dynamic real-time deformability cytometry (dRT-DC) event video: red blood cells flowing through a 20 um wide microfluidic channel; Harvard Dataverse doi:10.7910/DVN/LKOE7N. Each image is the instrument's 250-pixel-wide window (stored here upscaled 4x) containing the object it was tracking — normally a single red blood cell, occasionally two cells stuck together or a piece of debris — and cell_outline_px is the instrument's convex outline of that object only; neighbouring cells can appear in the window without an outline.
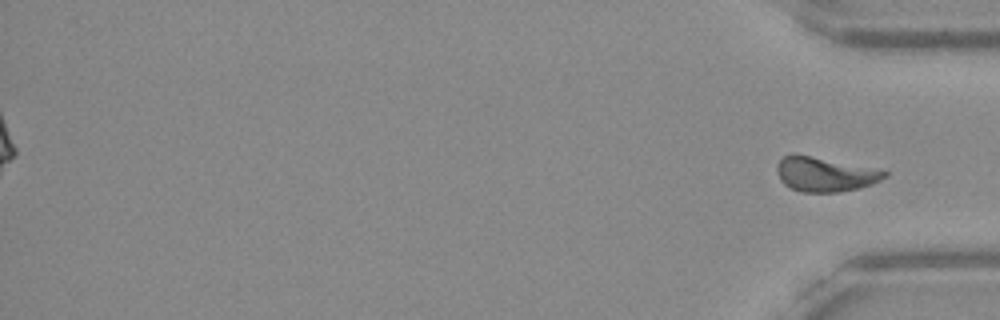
{"species": "Egyptian fruit bat (a non-hibernating species)", "species_latin": "Rousettus aegyptiacus", "temperature_condition": "warm", "stored_images_in_passage": 52, "segment_of_instrument_passage": [2, 2], "camera_frame_rate_fps": 3000, "um_per_image_px": 0.085, "frame": {"image": 1, "passage_image": 52, "time_ms": 17.0, "image_size_px": [1000, 320], "cell_outline_px": [[888, 176], [872, 184], [860, 188], [836, 192], [800, 192], [788, 188], [780, 180], [776, 172], [776, 164], [784, 156], [792, 152], [888, 172]], "centroid_in_image_um": [70.03, 14.82], "position_along_channel_um": 365.2, "area_um2": 21.5}}